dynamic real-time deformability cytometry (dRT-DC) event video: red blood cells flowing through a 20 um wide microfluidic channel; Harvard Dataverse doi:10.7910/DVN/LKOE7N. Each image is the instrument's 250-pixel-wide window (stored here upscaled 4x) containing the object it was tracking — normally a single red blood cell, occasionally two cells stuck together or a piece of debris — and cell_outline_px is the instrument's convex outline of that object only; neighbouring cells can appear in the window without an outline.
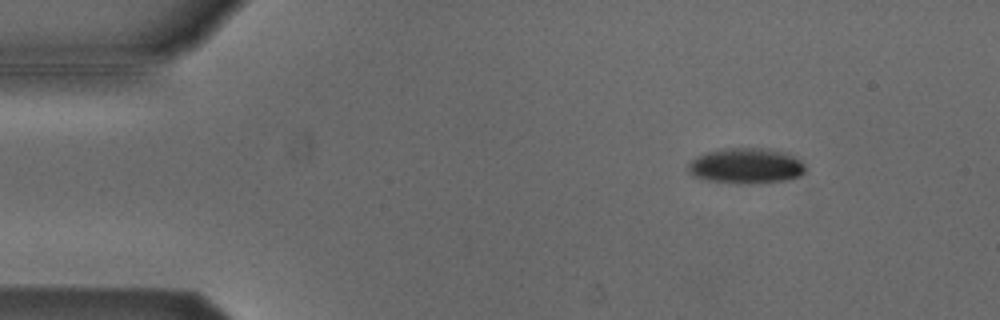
{"species": "Egyptian fruit bat (a non-hibernating species)", "species_latin": "Rousettus aegyptiacus", "temperature_condition": "cold", "stored_images_in_passage": 51, "camera_frame_rate_fps": 3000, "um_per_image_px": 0.085, "animal": {"sex": "male"}, "frame": {"image": 1, "passage_image": 4, "time_ms": 1.0, "image_size_px": [1000, 320], "cell_outline_px": [[804, 172], [800, 176], [784, 180], [740, 184], [708, 180], [692, 176], [684, 168], [696, 156], [720, 148], [768, 148], [788, 152], [800, 160], [804, 164]], "centroid_in_image_um": [63.38, 14.08], "position_along_channel_um": 21.6, "area_um2": 24.45}}
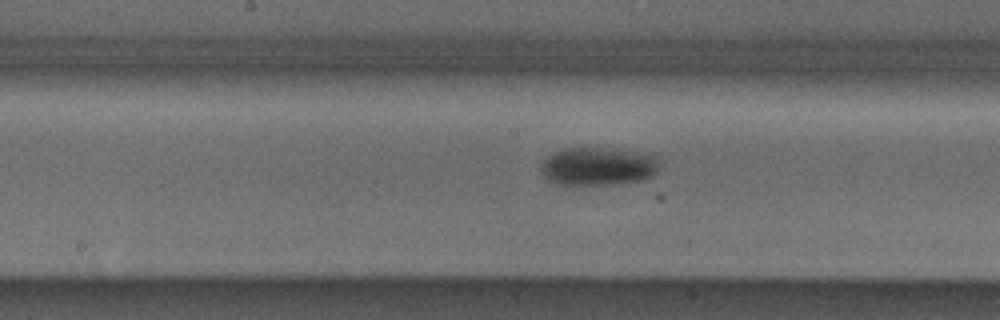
{"frame": {"image": 2, "passage_image": 24, "time_ms": 7.667, "image_size_px": [1000, 320], "cell_outline_px": [[660, 164], [656, 172], [652, 176], [640, 180], [612, 184], [568, 188], [556, 184], [548, 180], [544, 176], [540, 168], [544, 160], [548, 156], [564, 148], [604, 148], [660, 156]], "centroid_in_image_um": [50.8, 14.19], "position_along_channel_um": 197.4, "area_um2": 26.88}}
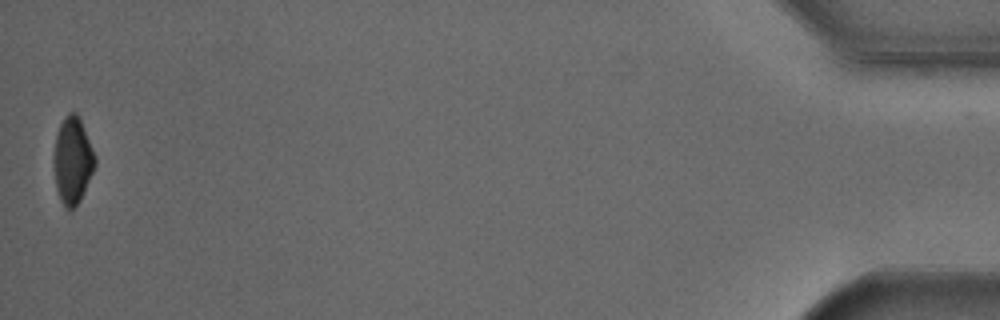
{"frame": {"image": 3, "passage_image": 50, "time_ms": 16.333, "image_size_px": [1000, 320], "cell_outline_px": [[96, 164], [80, 200], [72, 208], [64, 208], [60, 200], [56, 188], [56, 136], [60, 124], [64, 116], [68, 112], [76, 112], [80, 120], [96, 156]], "centroid_in_image_um": [6.2, 13.63], "position_along_channel_um": 429.0, "area_um2": 20.06}, "authors_computed_cell_mechanics": {"area_um2": 24.565, "velocity_mm_per_s": 3.8295, "shape_relaxation_time_tau1_ms": 3.9471, "shape_relaxation_time_tau2_ms": null, "deformation_change_tau1": 0.1003, "deformation_change_tau2": null}}